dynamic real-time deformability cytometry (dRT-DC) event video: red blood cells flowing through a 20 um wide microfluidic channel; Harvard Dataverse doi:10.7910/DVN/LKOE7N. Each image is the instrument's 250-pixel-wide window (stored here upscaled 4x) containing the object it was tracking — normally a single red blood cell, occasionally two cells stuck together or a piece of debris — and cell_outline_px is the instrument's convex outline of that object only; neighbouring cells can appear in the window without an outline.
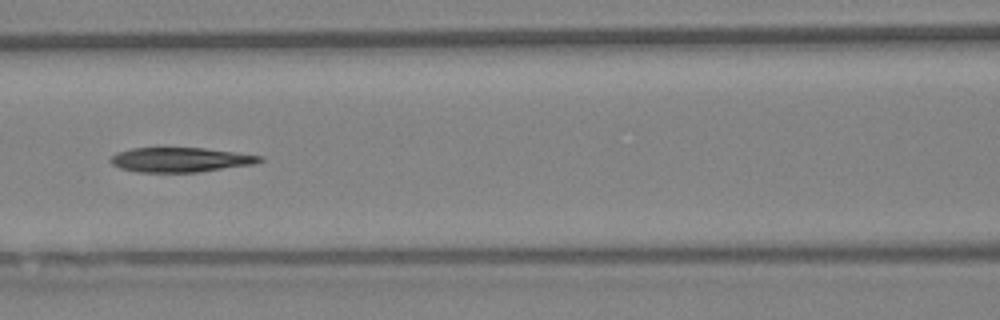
{"species": "Egyptian fruit bat (a non-hibernating species)", "species_latin": "Rousettus aegyptiacus", "temperature_condition": "warm", "stored_images_in_passage": 28, "camera_frame_rate_fps": 3000, "um_per_image_px": 0.085, "animal": {"sex": "female"}, "frame": {"image": 1, "passage_image": 9, "time_ms": 2.667, "image_size_px": [1000, 320], "cell_outline_px": [[264, 160], [256, 164], [196, 172], [136, 172], [120, 168], [112, 164], [108, 160], [116, 152], [132, 148], [204, 148], [264, 156]], "centroid_in_image_um": [15.33, 13.58], "position_along_channel_um": 151.3, "area_um2": 21.44}}